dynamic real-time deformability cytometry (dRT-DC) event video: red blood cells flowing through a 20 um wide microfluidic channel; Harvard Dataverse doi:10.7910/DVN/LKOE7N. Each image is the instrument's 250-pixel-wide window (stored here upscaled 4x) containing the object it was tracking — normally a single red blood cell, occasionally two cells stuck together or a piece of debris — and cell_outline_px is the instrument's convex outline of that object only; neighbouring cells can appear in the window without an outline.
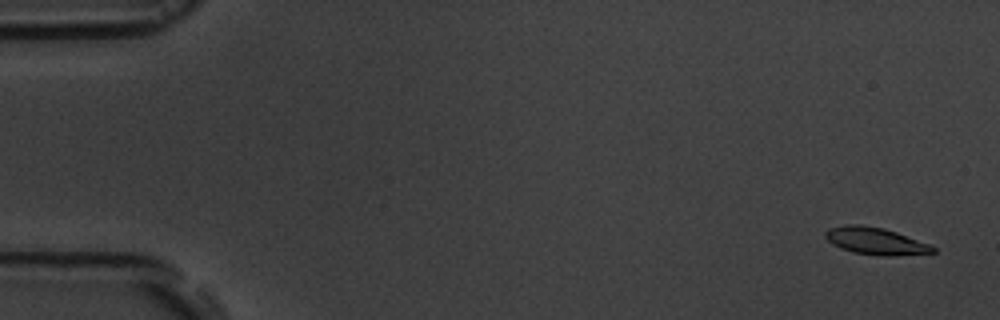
{"species": "common noctule bat (a hibernating species)", "species_latin": "Nyctalus noctula", "temperature_condition": "room temperature", "stored_images_in_passage": 5, "camera_frame_rate_fps": 3000, "um_per_image_px": 0.085, "animal": {"sex": "male", "body_mass_g": 19.5, "forearm_length_mm": 54.6}, "frame": {"image": 1, "passage_image": 1, "time_ms": 0.0, "image_size_px": [1000, 320], "cell_outline_px": [[936, 252], [892, 256], [880, 256], [852, 252], [840, 248], [832, 244], [824, 236], [824, 232], [828, 228], [848, 224], [860, 224], [884, 228], [896, 232], [928, 244], [936, 248]], "centroid_in_image_um": [74.37, 20.48], "position_along_channel_um": 10.6, "area_um2": 16.99}}
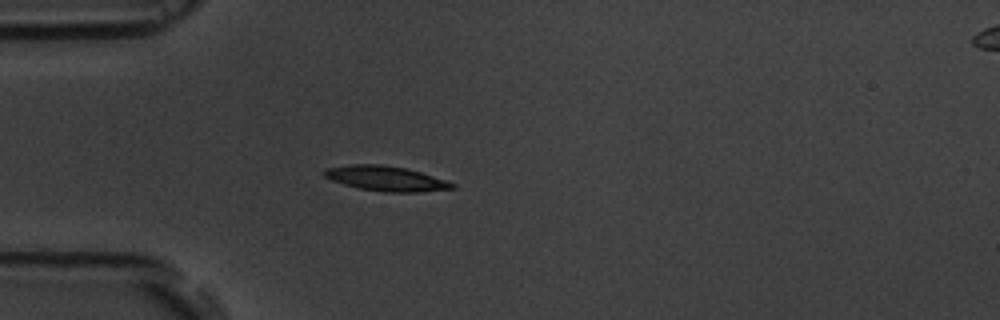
{"frame": {"image": 2, "passage_image": 5, "time_ms": 4.667, "image_size_px": [1000, 320], "cell_outline_px": [[456, 188], [420, 192], [384, 192], [360, 188], [344, 184], [332, 180], [324, 176], [320, 172], [324, 168], [352, 164], [380, 164], [404, 168], [420, 172], [456, 184]], "centroid_in_image_um": [32.76, 15.17], "position_along_channel_um": 52.2, "area_um2": 18.5}}